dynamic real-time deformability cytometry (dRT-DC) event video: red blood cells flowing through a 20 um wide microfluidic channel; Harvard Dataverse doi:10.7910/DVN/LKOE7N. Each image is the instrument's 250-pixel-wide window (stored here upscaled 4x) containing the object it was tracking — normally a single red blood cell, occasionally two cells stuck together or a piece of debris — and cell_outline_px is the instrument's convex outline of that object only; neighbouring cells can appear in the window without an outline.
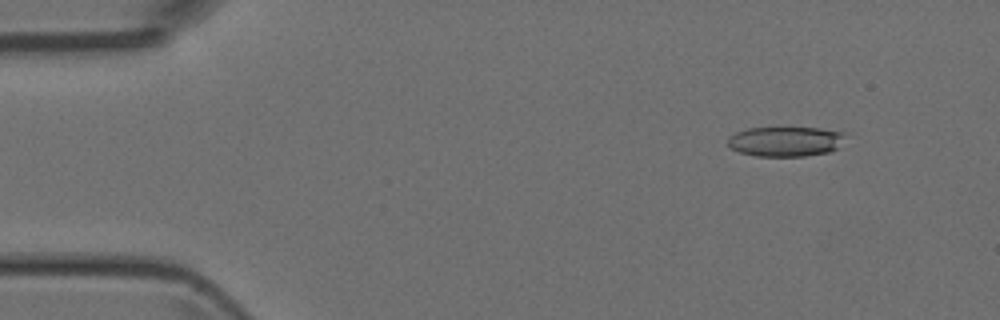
{"species": "Egyptian fruit bat (a non-hibernating species)", "species_latin": "Rousettus aegyptiacus", "temperature_condition": "room temperature", "stored_images_in_passage": 21, "camera_frame_rate_fps": 3000, "um_per_image_px": 0.085, "animal": {"sex": "female"}, "frame": {"image": 1, "passage_image": 5, "time_ms": 1.333, "image_size_px": [1000, 320], "cell_outline_px": [[848, 132], [836, 148], [828, 152], [804, 156], [756, 156], [740, 152], [732, 148], [728, 144], [728, 136], [736, 132], [748, 128], [820, 128]], "centroid_in_image_um": [66.77, 12.01], "position_along_channel_um": 18.2, "area_um2": 20.4}}
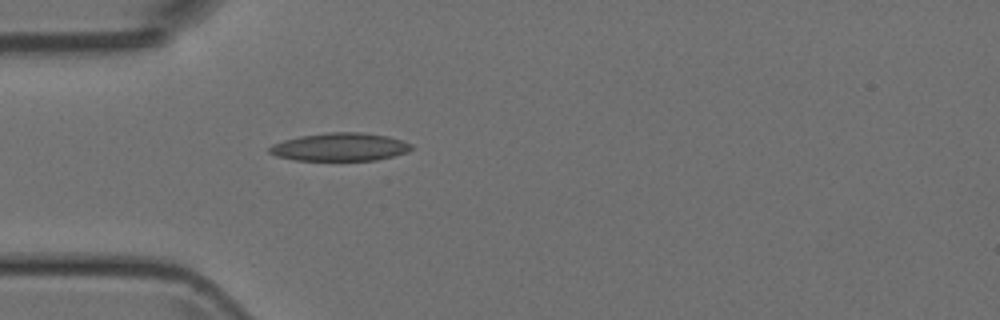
{"frame": {"image": 2, "passage_image": 14, "time_ms": 4.333, "image_size_px": [1000, 320], "cell_outline_px": [[412, 148], [408, 152], [376, 160], [296, 160], [276, 156], [268, 152], [268, 148], [272, 144], [284, 140], [300, 136], [328, 132], [360, 132], [388, 136], [412, 144]], "centroid_in_image_um": [28.88, 12.49], "position_along_channel_um": 56.1, "area_um2": 23.12}}
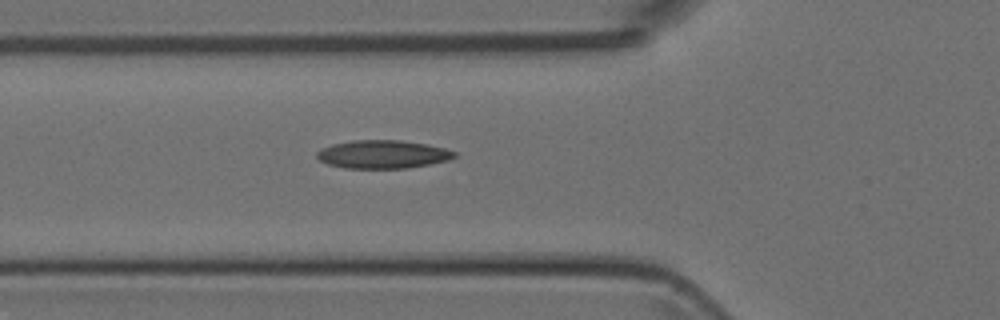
{"frame": {"image": 3, "passage_image": 17, "time_ms": 5.333, "image_size_px": [1000, 320], "cell_outline_px": [[456, 156], [448, 160], [428, 164], [404, 168], [344, 168], [328, 164], [320, 160], [316, 156], [316, 152], [320, 148], [332, 144], [352, 140], [400, 140], [428, 144], [444, 148], [456, 152]], "centroid_in_image_um": [32.5, 13.11], "position_along_channel_um": 93.3, "area_um2": 22.6}}